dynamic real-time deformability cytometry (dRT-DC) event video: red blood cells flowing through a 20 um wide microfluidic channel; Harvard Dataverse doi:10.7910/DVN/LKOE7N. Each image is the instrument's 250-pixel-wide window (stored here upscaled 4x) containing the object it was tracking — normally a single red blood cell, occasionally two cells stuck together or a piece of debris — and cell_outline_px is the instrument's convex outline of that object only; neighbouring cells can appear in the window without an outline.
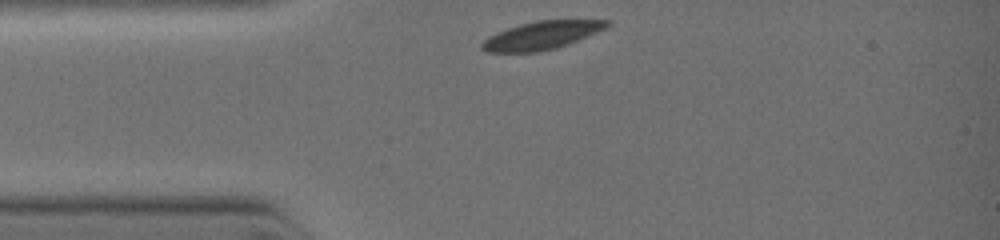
{"species": "common noctule bat (a hibernating species)", "species_latin": "Nyctalus noctula", "temperature_condition": "warm", "stored_images_in_passage": 26, "camera_frame_rate_fps": 3000, "um_per_image_px": 0.085, "animal": {"sex": "female", "body_mass_g": 19.0, "forearm_length_mm": 51.5}, "frame": {"image": 1, "passage_image": 1, "time_ms": 0.0, "image_size_px": [1000, 240], "cell_outline_px": [[612, 24], [596, 32], [568, 44], [556, 48], [536, 52], [488, 52], [480, 48], [480, 44], [488, 36], [496, 32], [520, 24], [536, 20], [612, 20]], "centroid_in_image_um": [46.01, 3.0], "position_along_channel_um": 39.0, "area_um2": 20.4}}
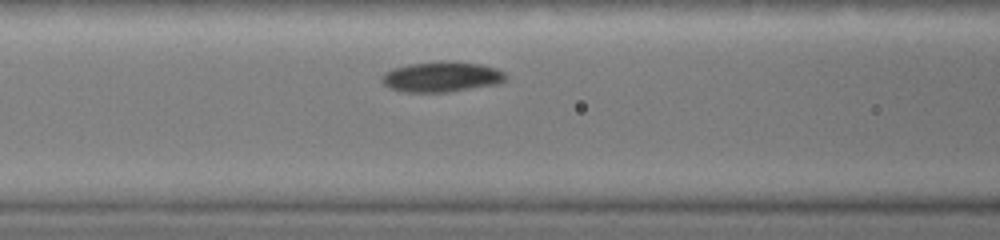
{"frame": {"image": 2, "passage_image": 17, "time_ms": 2.0, "image_size_px": [1000, 240], "cell_outline_px": [[508, 76], [500, 84], [452, 92], [400, 92], [388, 88], [380, 80], [384, 72], [392, 68], [408, 64], [440, 60], [456, 60], [480, 64], [496, 68], [504, 72]], "centroid_in_image_um": [37.53, 6.52], "position_along_channel_um": 129.1, "area_um2": 22.66}}
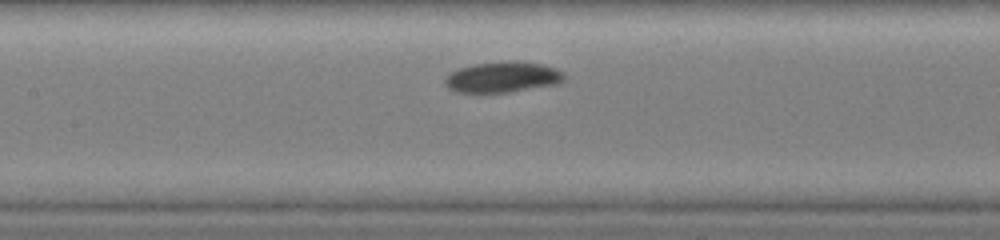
{"frame": {"image": 3, "passage_image": 22, "time_ms": 2.667, "image_size_px": [1000, 240], "cell_outline_px": [[564, 80], [556, 84], [484, 96], [456, 92], [448, 88], [444, 80], [448, 72], [456, 68], [472, 64], [508, 60], [516, 60], [540, 64], [556, 68], [564, 72]], "centroid_in_image_um": [42.63, 6.58], "position_along_channel_um": 164.8, "area_um2": 22.31}}